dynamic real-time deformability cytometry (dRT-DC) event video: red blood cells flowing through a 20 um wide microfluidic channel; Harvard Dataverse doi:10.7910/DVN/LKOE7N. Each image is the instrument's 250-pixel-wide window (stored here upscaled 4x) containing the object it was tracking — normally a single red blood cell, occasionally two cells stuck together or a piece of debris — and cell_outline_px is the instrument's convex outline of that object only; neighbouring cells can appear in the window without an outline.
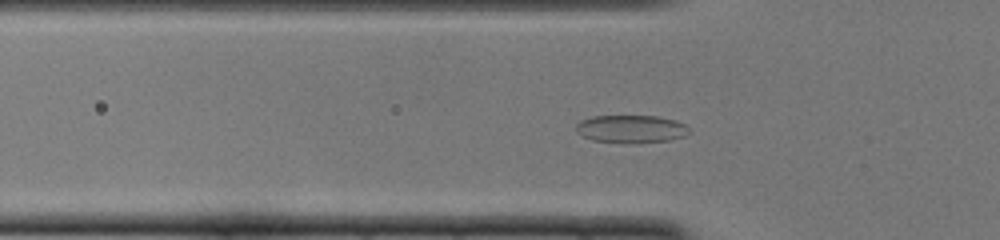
{"species": "common noctule bat (a hibernating species)", "species_latin": "Nyctalus noctula", "temperature_condition": "cold", "stored_images_in_passage": 43, "camera_frame_rate_fps": 3000, "um_per_image_px": 0.085, "animal": {"sex": "female", "body_mass_g": 22.0, "forearm_length_mm": 56.7}, "frame": {"image": 1, "passage_image": 9, "time_ms": 2.667, "image_size_px": [1000, 240], "cell_outline_px": [[688, 132], [684, 136], [668, 140], [636, 144], [628, 144], [592, 140], [576, 132], [576, 124], [580, 120], [592, 116], [656, 116], [676, 120], [684, 124], [688, 128]], "centroid_in_image_um": [53.61, 10.97], "position_along_channel_um": 72.2, "area_um2": 18.5}}
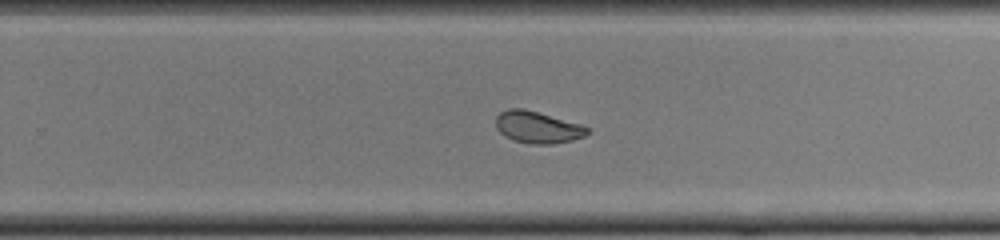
{"frame": {"image": 2, "passage_image": 25, "time_ms": 8.0, "image_size_px": [1000, 240], "cell_outline_px": [[588, 132], [584, 136], [572, 140], [552, 144], [532, 144], [516, 140], [504, 136], [496, 128], [496, 116], [500, 112], [508, 108], [524, 108], [580, 124], [588, 128]], "centroid_in_image_um": [45.66, 10.8], "position_along_channel_um": 284.1, "area_um2": 16.82}}
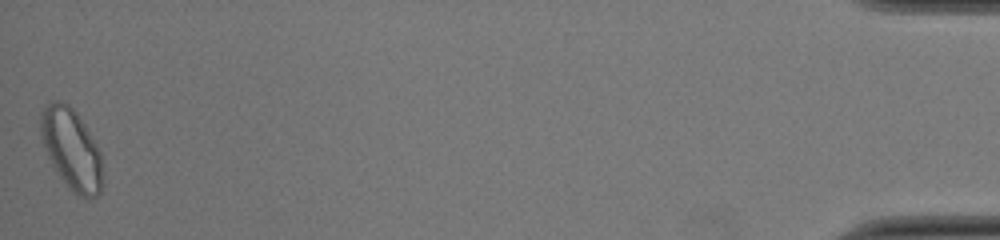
{"frame": {"image": 3, "passage_image": 43, "time_ms": 14.0, "image_size_px": [1000, 240], "cell_outline_px": [[104, 184], [100, 192], [96, 196], [88, 200], [84, 200], [72, 192], [68, 188], [52, 164], [48, 156], [40, 132], [40, 112], [48, 100], [60, 100], [68, 104], [76, 112], [84, 124], [100, 152]], "centroid_in_image_um": [6.08, 12.7], "position_along_channel_um": 429.1, "area_um2": 29.48}, "authors_computed_cell_mechanics": {"area_um2": 17.9758, "velocity_mm_per_s": 3.983, "shape_relaxation_time_tau1_ms": 4.8075, "shape_relaxation_time_tau2_ms": 1.252, "deformation_change_tau1": 0.1566, "deformation_change_tau2": 0.062}}